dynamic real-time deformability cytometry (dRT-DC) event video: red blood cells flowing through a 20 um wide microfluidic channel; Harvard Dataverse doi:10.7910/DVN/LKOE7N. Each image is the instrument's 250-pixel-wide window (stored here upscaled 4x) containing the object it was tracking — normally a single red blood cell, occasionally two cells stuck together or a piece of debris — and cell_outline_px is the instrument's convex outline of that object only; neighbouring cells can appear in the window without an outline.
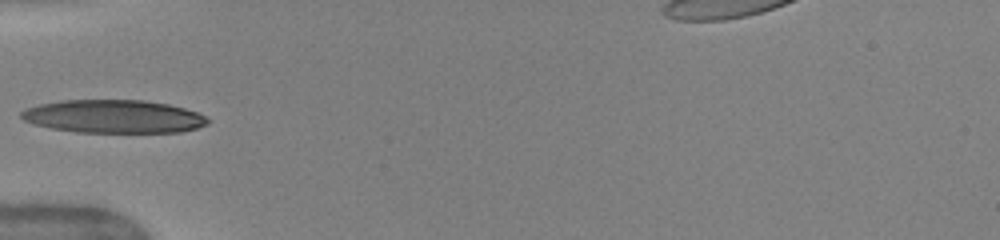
{"species": "human", "species_latin": "Homo sapiens", "temperature_condition": "warm", "stored_images_in_passage": 34, "camera_frame_rate_fps": 3000, "um_per_image_px": 0.085, "donor": {"sex": "female"}, "frame": {"image": 1, "passage_image": 1, "time_ms": 0.0, "image_size_px": [1000, 240], "cell_outline_px": [[208, 124], [196, 128], [180, 132], [76, 132], [52, 128], [32, 124], [24, 120], [20, 116], [20, 112], [28, 108], [40, 104], [60, 100], [144, 100], [168, 104], [184, 108], [196, 112], [204, 116], [208, 120]], "centroid_in_image_um": [9.63, 9.9], "position_along_channel_um": 75.4, "area_um2": 35.89}}